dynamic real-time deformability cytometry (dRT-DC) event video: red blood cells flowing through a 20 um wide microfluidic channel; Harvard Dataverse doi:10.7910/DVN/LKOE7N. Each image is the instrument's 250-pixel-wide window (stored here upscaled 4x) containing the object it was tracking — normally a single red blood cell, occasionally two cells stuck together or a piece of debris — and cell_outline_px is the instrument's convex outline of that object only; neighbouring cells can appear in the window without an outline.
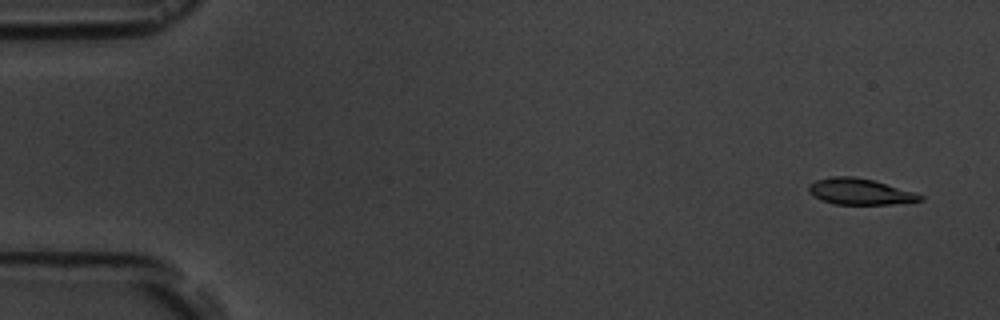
{"species": "common noctule bat (a hibernating species)", "species_latin": "Nyctalus noctula", "temperature_condition": "room temperature", "stored_images_in_passage": 6, "camera_frame_rate_fps": 3000, "um_per_image_px": 0.085, "animal": {"sex": "male", "body_mass_g": 19.5, "forearm_length_mm": 54.6}, "frame": {"image": 1, "passage_image": 1, "time_ms": 0.0, "image_size_px": [1000, 320], "cell_outline_px": [[924, 200], [892, 204], [832, 204], [820, 200], [808, 192], [808, 184], [816, 180], [832, 176], [852, 176], [872, 180], [916, 192], [924, 196]], "centroid_in_image_um": [73.07, 16.29], "position_along_channel_um": 11.9, "area_um2": 17.05}}
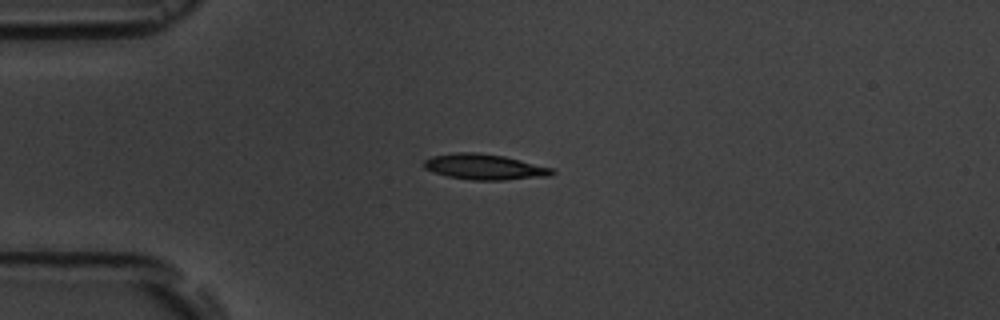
{"frame": {"image": 2, "passage_image": 4, "time_ms": 3.667, "image_size_px": [1000, 320], "cell_outline_px": [[556, 172], [552, 176], [504, 180], [472, 180], [448, 176], [432, 172], [424, 168], [424, 160], [432, 156], [456, 152], [476, 152], [504, 156], [552, 168]], "centroid_in_image_um": [41.19, 14.19], "position_along_channel_um": 43.8, "area_um2": 19.13}}
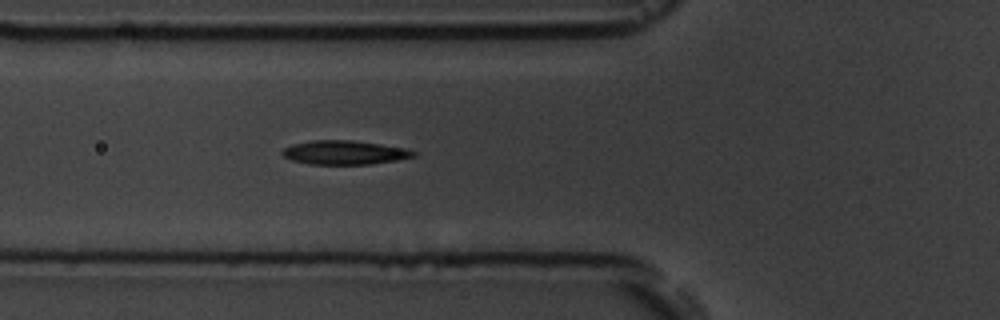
{"frame": {"image": 3, "passage_image": 6, "time_ms": 5.667, "image_size_px": [1000, 320], "cell_outline_px": [[416, 156], [396, 160], [368, 164], [308, 164], [292, 160], [284, 156], [280, 152], [284, 148], [292, 144], [312, 140], [352, 140], [380, 144], [404, 148], [416, 152]], "centroid_in_image_um": [29.25, 12.96], "position_along_channel_um": 96.6, "area_um2": 18.21}}